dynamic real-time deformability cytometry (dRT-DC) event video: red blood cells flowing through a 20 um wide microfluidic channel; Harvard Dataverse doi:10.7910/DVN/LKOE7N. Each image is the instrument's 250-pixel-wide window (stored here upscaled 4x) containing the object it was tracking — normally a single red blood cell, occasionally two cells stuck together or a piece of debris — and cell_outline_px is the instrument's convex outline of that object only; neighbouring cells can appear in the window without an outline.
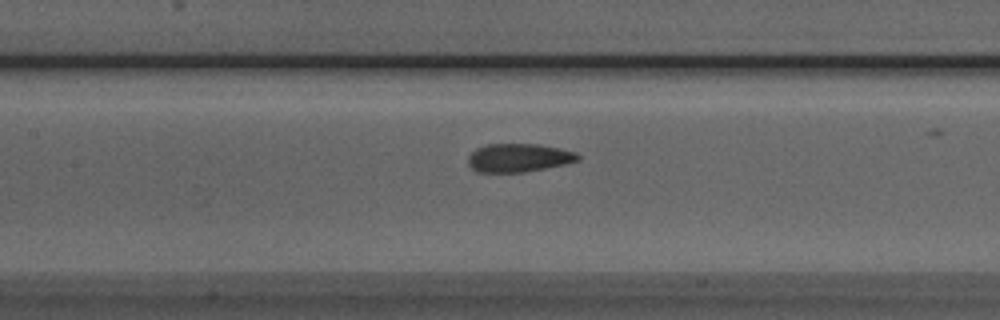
{"species": "Egyptian fruit bat (a non-hibernating species)", "species_latin": "Rousettus aegyptiacus", "temperature_condition": "room temperature", "stored_images_in_passage": 28, "camera_frame_rate_fps": 3000, "um_per_image_px": 0.085, "animal": {"sex": "male"}, "frame": {"image": 1, "passage_image": 8, "time_ms": 2.333, "image_size_px": [1000, 320], "cell_outline_px": [[580, 160], [564, 164], [524, 172], [476, 172], [468, 164], [468, 156], [476, 148], [488, 144], [536, 144], [560, 148], [576, 152], [580, 156]], "centroid_in_image_um": [44.08, 13.41], "position_along_channel_um": 163.3, "area_um2": 18.15}}
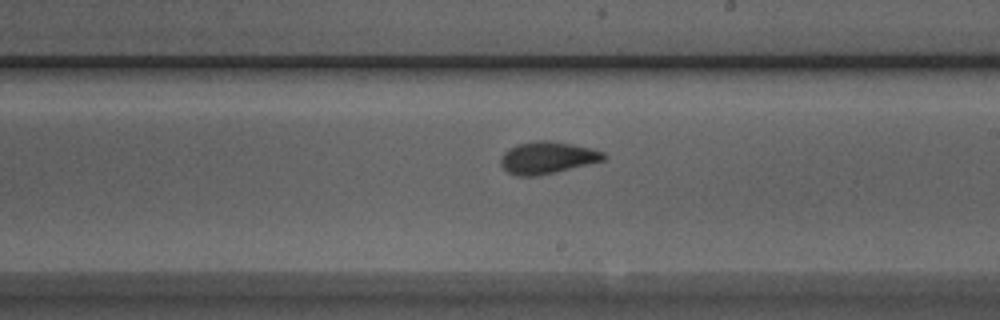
{"frame": {"image": 2, "passage_image": 14, "time_ms": 4.333, "image_size_px": [1000, 320], "cell_outline_px": [[608, 156], [604, 160], [540, 176], [516, 176], [508, 172], [500, 164], [500, 156], [508, 148], [516, 144], [536, 140], [548, 140], [572, 144], [592, 148], [604, 152]], "centroid_in_image_um": [46.5, 13.4], "position_along_channel_um": 242.5, "area_um2": 19.48}}
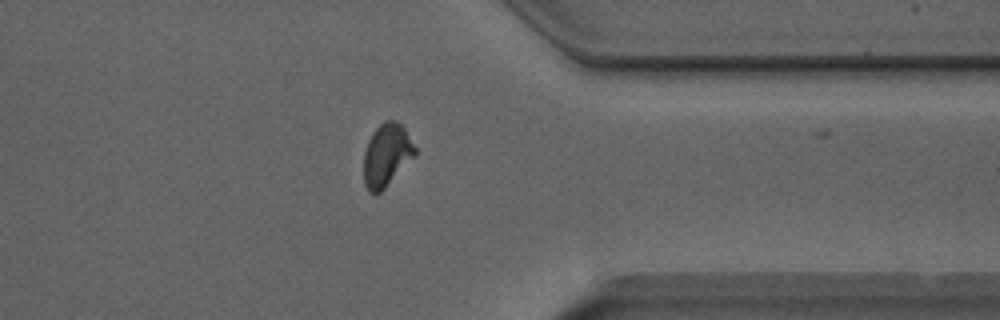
{"frame": {"image": 3, "passage_image": 25, "time_ms": 8.0, "image_size_px": [1000, 320], "cell_outline_px": [[416, 156], [380, 192], [368, 192], [364, 184], [364, 152], [368, 140], [372, 132], [384, 120], [396, 120], [404, 128], [416, 148]], "centroid_in_image_um": [32.86, 13.16], "position_along_channel_um": 378.5, "area_um2": 18.73}, "authors_computed_cell_mechanics": {"area_um2": 18.7272, "velocity_mm_per_s": 3.9742, "shape_relaxation_time_tau1_ms": 3.8944, "shape_relaxation_time_tau2_ms": 1.1768, "deformation_change_tau1": 0.1496, "deformation_change_tau2": 0.069}}